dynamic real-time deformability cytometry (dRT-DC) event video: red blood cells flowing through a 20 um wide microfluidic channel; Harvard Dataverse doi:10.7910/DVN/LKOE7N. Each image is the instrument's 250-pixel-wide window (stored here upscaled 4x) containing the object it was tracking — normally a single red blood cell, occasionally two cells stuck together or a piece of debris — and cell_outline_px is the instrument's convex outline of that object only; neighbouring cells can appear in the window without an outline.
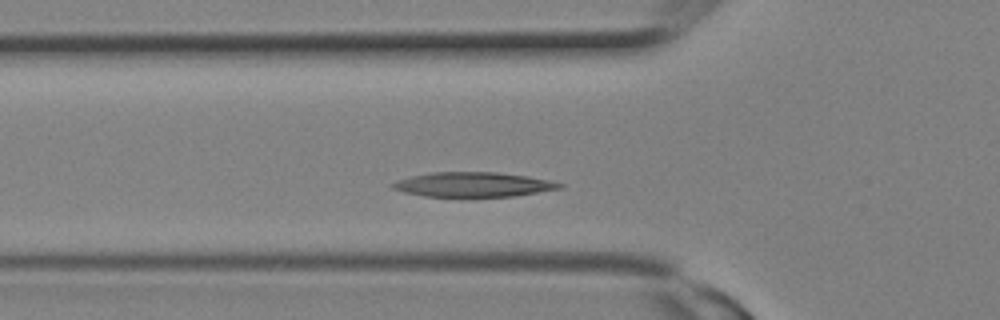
{"species": "Egyptian fruit bat (a non-hibernating species)", "species_latin": "Rousettus aegyptiacus", "temperature_condition": "room temperature", "stored_images_in_passage": 7, "camera_frame_rate_fps": 3000, "um_per_image_px": 0.085, "animal": {"sex": "female"}, "frame": {"image": 1, "passage_image": 5, "time_ms": 1.333, "image_size_px": [1000, 320], "cell_outline_px": [[564, 184], [560, 188], [512, 196], [424, 196], [404, 192], [392, 188], [392, 184], [396, 180], [412, 176], [432, 172], [496, 172], [528, 176], [548, 180]], "centroid_in_image_um": [40.19, 15.67], "position_along_channel_um": 85.6, "area_um2": 23.58}}
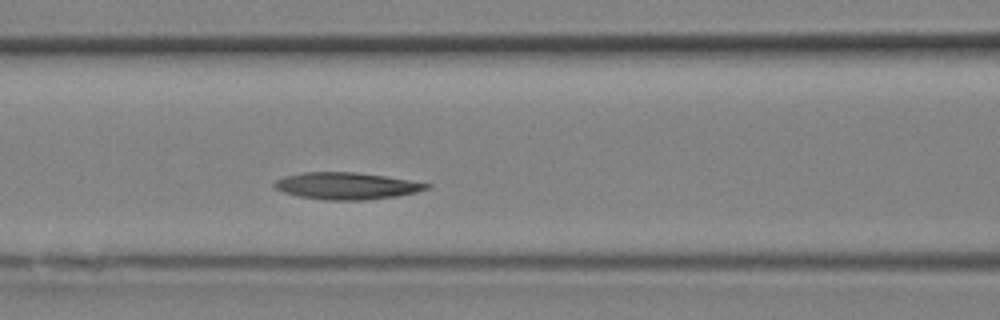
{"frame": {"image": 2, "passage_image": 7, "time_ms": 2.0, "image_size_px": [1000, 320], "cell_outline_px": [[432, 184], [428, 188], [416, 192], [396, 196], [364, 200], [324, 200], [300, 196], [284, 192], [276, 188], [272, 184], [276, 180], [284, 176], [304, 172], [356, 172], [384, 176]], "centroid_in_image_um": [29.43, 15.8], "position_along_channel_um": 137.2, "area_um2": 23.64}}